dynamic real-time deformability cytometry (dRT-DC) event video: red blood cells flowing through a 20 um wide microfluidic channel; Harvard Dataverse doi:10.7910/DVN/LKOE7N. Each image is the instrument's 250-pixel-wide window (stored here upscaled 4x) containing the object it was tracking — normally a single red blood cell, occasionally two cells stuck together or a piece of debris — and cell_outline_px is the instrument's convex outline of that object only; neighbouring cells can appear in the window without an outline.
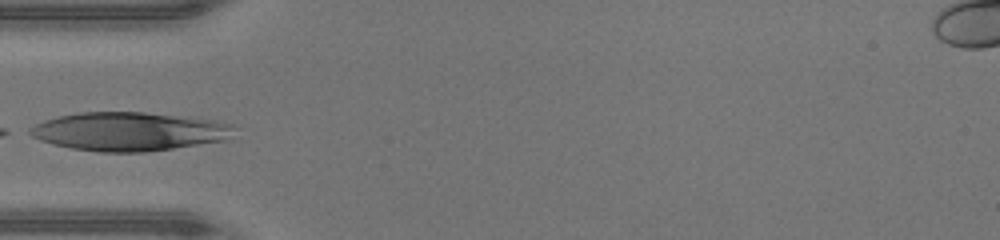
{"species": "human", "species_latin": "Homo sapiens", "temperature_condition": "warm", "stored_images_in_passage": 25, "camera_frame_rate_fps": 3000, "um_per_image_px": 0.085, "donor": {"sex": "male"}, "frame": {"image": 1, "passage_image": 1, "time_ms": 0.0, "image_size_px": [1000, 240], "cell_outline_px": [[232, 128], [228, 140], [148, 152], [100, 152], [72, 148], [52, 144], [40, 140], [24, 132], [28, 128], [44, 120], [60, 116], [80, 112], [144, 112], [216, 120], [232, 124]], "centroid_in_image_um": [10.93, 11.18], "position_along_channel_um": 74.1, "area_um2": 46.01}}
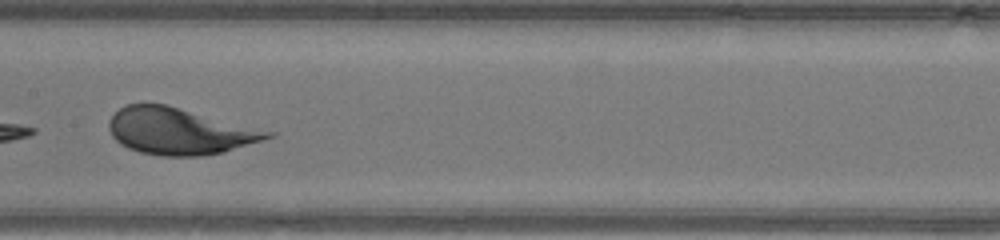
{"frame": {"image": 2, "passage_image": 9, "time_ms": 2.667, "image_size_px": [1000, 240], "cell_outline_px": [[276, 136], [224, 152], [204, 156], [160, 156], [140, 152], [128, 148], [120, 144], [112, 136], [108, 128], [108, 124], [112, 116], [120, 108], [128, 104], [164, 104], [276, 132]], "centroid_in_image_um": [15.27, 11.17], "position_along_channel_um": 192.1, "area_um2": 42.95}}
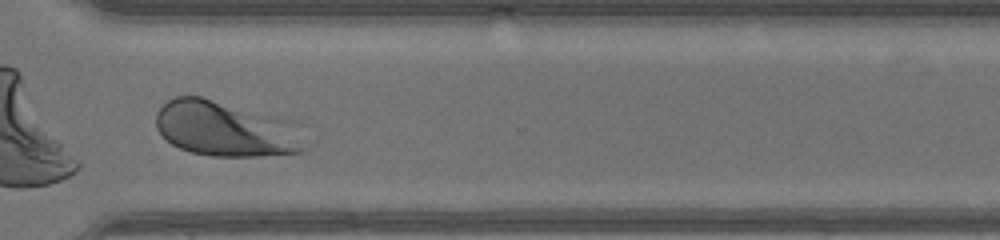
{"frame": {"image": 3, "passage_image": 20, "time_ms": 6.333, "image_size_px": [1000, 240], "cell_outline_px": [[312, 144], [304, 152], [256, 156], [212, 156], [192, 152], [180, 148], [172, 144], [156, 128], [156, 112], [168, 100], [176, 96], [200, 96], [260, 116]], "centroid_in_image_um": [18.93, 11.03], "position_along_channel_um": 351.7, "area_um2": 44.68}}